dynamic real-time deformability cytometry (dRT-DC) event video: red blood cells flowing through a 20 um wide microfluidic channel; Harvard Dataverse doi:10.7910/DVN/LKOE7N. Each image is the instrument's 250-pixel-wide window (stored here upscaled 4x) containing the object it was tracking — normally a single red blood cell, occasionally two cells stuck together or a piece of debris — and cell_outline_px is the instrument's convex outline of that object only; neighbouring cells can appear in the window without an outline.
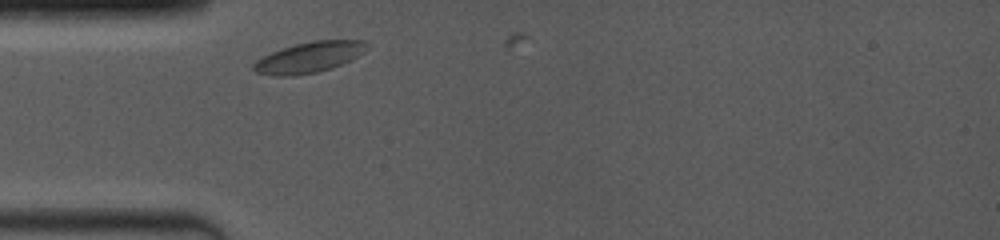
{"species": "common noctule bat (a hibernating species)", "species_latin": "Nyctalus noctula", "temperature_condition": "room temperature", "stored_images_in_passage": 2, "camera_frame_rate_fps": 4000, "um_per_image_px": 0.085, "animal": {"sex": "female", "body_mass_g": 19.0, "forearm_length_mm": 53.3}, "frame": {"image": 1, "passage_image": 1, "time_ms": 0.0, "image_size_px": [1000, 240], "cell_outline_px": [[368, 44], [364, 52], [332, 68], [316, 72], [292, 76], [272, 76], [256, 72], [252, 68], [252, 64], [256, 60], [272, 52], [296, 44], [312, 40], [368, 40]], "centroid_in_image_um": [26.26, 4.87], "position_along_channel_um": 58.7, "area_um2": 20.11}}